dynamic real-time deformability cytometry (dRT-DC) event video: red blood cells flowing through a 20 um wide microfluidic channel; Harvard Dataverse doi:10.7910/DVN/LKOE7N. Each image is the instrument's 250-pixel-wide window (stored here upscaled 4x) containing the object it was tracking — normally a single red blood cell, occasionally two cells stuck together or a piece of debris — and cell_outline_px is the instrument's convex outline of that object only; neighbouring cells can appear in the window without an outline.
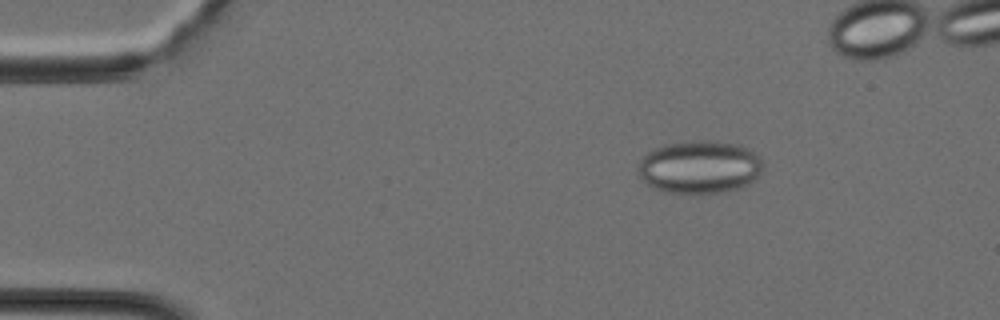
{"species": "Egyptian fruit bat (a non-hibernating species)", "species_latin": "Rousettus aegyptiacus", "temperature_condition": "cold", "stored_images_in_passage": 34, "segment_of_instrument_passage": [1, 2], "camera_frame_rate_fps": 3000, "um_per_image_px": 0.085, "animal": {"sex": "female"}, "frame": {"image": 1, "passage_image": 6, "time_ms": 1.667, "image_size_px": [1000, 320], "cell_outline_px": [[764, 164], [756, 180], [748, 184], [724, 192], [664, 192], [648, 184], [636, 172], [640, 160], [648, 152], [656, 148], [668, 144], [704, 140], [716, 140], [740, 144], [748, 148]], "centroid_in_image_um": [59.48, 14.18], "position_along_channel_um": 25.5, "area_um2": 38.15}}